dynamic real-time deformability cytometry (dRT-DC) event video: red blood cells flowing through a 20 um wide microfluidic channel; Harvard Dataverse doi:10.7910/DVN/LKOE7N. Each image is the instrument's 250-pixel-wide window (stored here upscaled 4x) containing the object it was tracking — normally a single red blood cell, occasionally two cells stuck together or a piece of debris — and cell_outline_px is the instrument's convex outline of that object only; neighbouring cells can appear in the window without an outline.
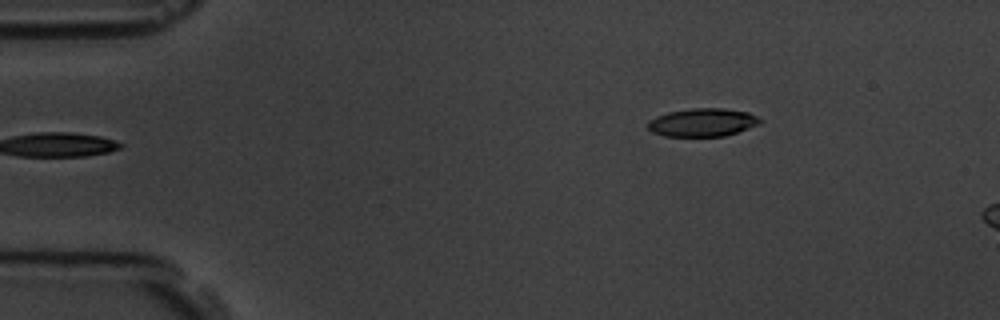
{"species": "common noctule bat (a hibernating species)", "species_latin": "Nyctalus noctula", "temperature_condition": "room temperature", "stored_images_in_passage": 5, "camera_frame_rate_fps": 3000, "um_per_image_px": 0.085, "animal": {"sex": "male", "body_mass_g": 19.5, "forearm_length_mm": 54.6}, "frame": {"image": 1, "passage_image": 5, "time_ms": 4.667, "image_size_px": [1000, 320], "cell_outline_px": [[764, 120], [760, 124], [724, 136], [664, 136], [652, 132], [648, 128], [648, 120], [656, 116], [668, 112], [692, 108], [724, 108], [748, 112]], "centroid_in_image_um": [59.71, 10.4], "position_along_channel_um": 25.3, "area_um2": 18.44}}